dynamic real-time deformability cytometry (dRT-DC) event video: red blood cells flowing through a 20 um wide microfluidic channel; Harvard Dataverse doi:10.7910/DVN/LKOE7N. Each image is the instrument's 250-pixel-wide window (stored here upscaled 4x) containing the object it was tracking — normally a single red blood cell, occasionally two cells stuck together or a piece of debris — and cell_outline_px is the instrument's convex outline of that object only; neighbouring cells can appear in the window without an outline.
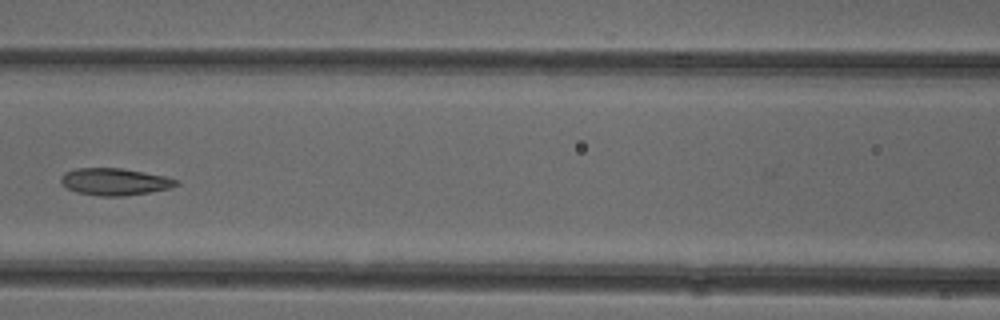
{"species": "common noctule bat (a hibernating species)", "species_latin": "Nyctalus noctula", "temperature_condition": "cold", "stored_images_in_passage": 7, "camera_frame_rate_fps": 3000, "um_per_image_px": 0.085, "animal": {"sex": "female"}, "frame": {"image": 1, "passage_image": 6, "time_ms": 6.0, "image_size_px": [1000, 320], "cell_outline_px": [[180, 184], [168, 188], [148, 192], [124, 196], [100, 196], [76, 192], [68, 188], [60, 180], [60, 176], [64, 172], [76, 168], [120, 168], [144, 172], [164, 176], [180, 180]], "centroid_in_image_um": [9.74, 15.44], "position_along_channel_um": 156.9, "area_um2": 18.09}}
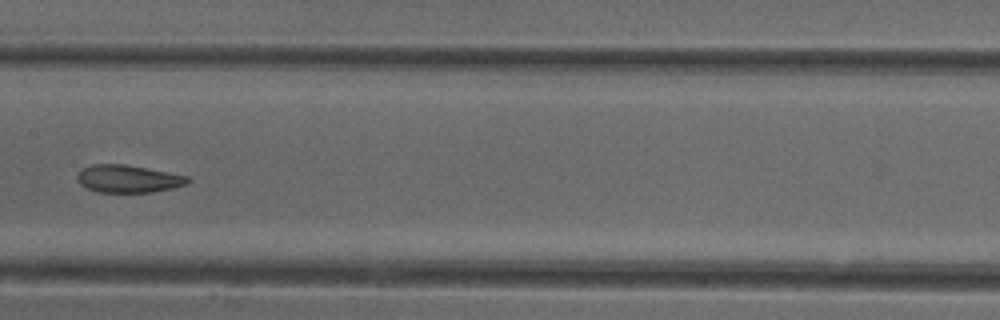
{"frame": {"image": 2, "passage_image": 7, "time_ms": 7.0, "image_size_px": [1000, 320], "cell_outline_px": [[192, 180], [184, 184], [172, 188], [152, 192], [100, 192], [88, 188], [80, 184], [76, 180], [76, 176], [80, 168], [92, 164], [124, 164], [188, 176]], "centroid_in_image_um": [10.84, 15.19], "position_along_channel_um": 196.6, "area_um2": 17.69}}